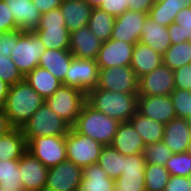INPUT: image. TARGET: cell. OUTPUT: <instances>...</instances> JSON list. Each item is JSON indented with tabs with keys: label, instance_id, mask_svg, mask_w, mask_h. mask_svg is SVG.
I'll return each instance as SVG.
<instances>
[{
	"label": "cell",
	"instance_id": "obj_9",
	"mask_svg": "<svg viewBox=\"0 0 191 191\" xmlns=\"http://www.w3.org/2000/svg\"><path fill=\"white\" fill-rule=\"evenodd\" d=\"M96 88L118 93H138V78L130 65L99 68Z\"/></svg>",
	"mask_w": 191,
	"mask_h": 191
},
{
	"label": "cell",
	"instance_id": "obj_40",
	"mask_svg": "<svg viewBox=\"0 0 191 191\" xmlns=\"http://www.w3.org/2000/svg\"><path fill=\"white\" fill-rule=\"evenodd\" d=\"M0 79L9 86L24 80V76L9 56H0Z\"/></svg>",
	"mask_w": 191,
	"mask_h": 191
},
{
	"label": "cell",
	"instance_id": "obj_28",
	"mask_svg": "<svg viewBox=\"0 0 191 191\" xmlns=\"http://www.w3.org/2000/svg\"><path fill=\"white\" fill-rule=\"evenodd\" d=\"M186 7H191V0H161L154 3L148 16L160 25L168 27L174 23L178 12Z\"/></svg>",
	"mask_w": 191,
	"mask_h": 191
},
{
	"label": "cell",
	"instance_id": "obj_29",
	"mask_svg": "<svg viewBox=\"0 0 191 191\" xmlns=\"http://www.w3.org/2000/svg\"><path fill=\"white\" fill-rule=\"evenodd\" d=\"M24 79L44 99L52 96L62 85V82L50 71L40 66H37L29 72Z\"/></svg>",
	"mask_w": 191,
	"mask_h": 191
},
{
	"label": "cell",
	"instance_id": "obj_32",
	"mask_svg": "<svg viewBox=\"0 0 191 191\" xmlns=\"http://www.w3.org/2000/svg\"><path fill=\"white\" fill-rule=\"evenodd\" d=\"M115 19L116 17L100 7H94L87 26L101 42H107L111 38Z\"/></svg>",
	"mask_w": 191,
	"mask_h": 191
},
{
	"label": "cell",
	"instance_id": "obj_45",
	"mask_svg": "<svg viewBox=\"0 0 191 191\" xmlns=\"http://www.w3.org/2000/svg\"><path fill=\"white\" fill-rule=\"evenodd\" d=\"M39 26H66L60 7L42 14Z\"/></svg>",
	"mask_w": 191,
	"mask_h": 191
},
{
	"label": "cell",
	"instance_id": "obj_53",
	"mask_svg": "<svg viewBox=\"0 0 191 191\" xmlns=\"http://www.w3.org/2000/svg\"><path fill=\"white\" fill-rule=\"evenodd\" d=\"M85 1L88 2L92 8L99 7L104 2V0H85Z\"/></svg>",
	"mask_w": 191,
	"mask_h": 191
},
{
	"label": "cell",
	"instance_id": "obj_16",
	"mask_svg": "<svg viewBox=\"0 0 191 191\" xmlns=\"http://www.w3.org/2000/svg\"><path fill=\"white\" fill-rule=\"evenodd\" d=\"M135 44L126 43L122 40L109 39L103 42L97 56L99 68L131 65L132 54Z\"/></svg>",
	"mask_w": 191,
	"mask_h": 191
},
{
	"label": "cell",
	"instance_id": "obj_37",
	"mask_svg": "<svg viewBox=\"0 0 191 191\" xmlns=\"http://www.w3.org/2000/svg\"><path fill=\"white\" fill-rule=\"evenodd\" d=\"M165 168L170 173V176H191V155L187 152L172 154L166 162Z\"/></svg>",
	"mask_w": 191,
	"mask_h": 191
},
{
	"label": "cell",
	"instance_id": "obj_52",
	"mask_svg": "<svg viewBox=\"0 0 191 191\" xmlns=\"http://www.w3.org/2000/svg\"><path fill=\"white\" fill-rule=\"evenodd\" d=\"M9 85L0 79V109H2L6 96L8 94Z\"/></svg>",
	"mask_w": 191,
	"mask_h": 191
},
{
	"label": "cell",
	"instance_id": "obj_30",
	"mask_svg": "<svg viewBox=\"0 0 191 191\" xmlns=\"http://www.w3.org/2000/svg\"><path fill=\"white\" fill-rule=\"evenodd\" d=\"M129 122L142 137L145 145L163 140L165 124L147 118L138 111L130 118Z\"/></svg>",
	"mask_w": 191,
	"mask_h": 191
},
{
	"label": "cell",
	"instance_id": "obj_46",
	"mask_svg": "<svg viewBox=\"0 0 191 191\" xmlns=\"http://www.w3.org/2000/svg\"><path fill=\"white\" fill-rule=\"evenodd\" d=\"M174 23L182 26L185 36H187V41L191 40V7L183 8L176 15Z\"/></svg>",
	"mask_w": 191,
	"mask_h": 191
},
{
	"label": "cell",
	"instance_id": "obj_39",
	"mask_svg": "<svg viewBox=\"0 0 191 191\" xmlns=\"http://www.w3.org/2000/svg\"><path fill=\"white\" fill-rule=\"evenodd\" d=\"M170 96L175 108L176 117L190 120L191 91L176 88Z\"/></svg>",
	"mask_w": 191,
	"mask_h": 191
},
{
	"label": "cell",
	"instance_id": "obj_12",
	"mask_svg": "<svg viewBox=\"0 0 191 191\" xmlns=\"http://www.w3.org/2000/svg\"><path fill=\"white\" fill-rule=\"evenodd\" d=\"M145 167L143 153L124 156L123 172L114 180V191H145Z\"/></svg>",
	"mask_w": 191,
	"mask_h": 191
},
{
	"label": "cell",
	"instance_id": "obj_31",
	"mask_svg": "<svg viewBox=\"0 0 191 191\" xmlns=\"http://www.w3.org/2000/svg\"><path fill=\"white\" fill-rule=\"evenodd\" d=\"M34 32L46 49L69 50L70 32L66 26H39Z\"/></svg>",
	"mask_w": 191,
	"mask_h": 191
},
{
	"label": "cell",
	"instance_id": "obj_34",
	"mask_svg": "<svg viewBox=\"0 0 191 191\" xmlns=\"http://www.w3.org/2000/svg\"><path fill=\"white\" fill-rule=\"evenodd\" d=\"M163 64L173 71L191 63V40L179 44H171L162 56Z\"/></svg>",
	"mask_w": 191,
	"mask_h": 191
},
{
	"label": "cell",
	"instance_id": "obj_35",
	"mask_svg": "<svg viewBox=\"0 0 191 191\" xmlns=\"http://www.w3.org/2000/svg\"><path fill=\"white\" fill-rule=\"evenodd\" d=\"M19 169V159L0 160V187L4 189H24Z\"/></svg>",
	"mask_w": 191,
	"mask_h": 191
},
{
	"label": "cell",
	"instance_id": "obj_8",
	"mask_svg": "<svg viewBox=\"0 0 191 191\" xmlns=\"http://www.w3.org/2000/svg\"><path fill=\"white\" fill-rule=\"evenodd\" d=\"M27 151L40 160L47 168L67 160L65 135L32 138Z\"/></svg>",
	"mask_w": 191,
	"mask_h": 191
},
{
	"label": "cell",
	"instance_id": "obj_51",
	"mask_svg": "<svg viewBox=\"0 0 191 191\" xmlns=\"http://www.w3.org/2000/svg\"><path fill=\"white\" fill-rule=\"evenodd\" d=\"M10 129L11 126L8 123L7 117L4 115L3 110L0 109V136L4 135Z\"/></svg>",
	"mask_w": 191,
	"mask_h": 191
},
{
	"label": "cell",
	"instance_id": "obj_49",
	"mask_svg": "<svg viewBox=\"0 0 191 191\" xmlns=\"http://www.w3.org/2000/svg\"><path fill=\"white\" fill-rule=\"evenodd\" d=\"M63 0H32L34 6L41 14L59 8Z\"/></svg>",
	"mask_w": 191,
	"mask_h": 191
},
{
	"label": "cell",
	"instance_id": "obj_19",
	"mask_svg": "<svg viewBox=\"0 0 191 191\" xmlns=\"http://www.w3.org/2000/svg\"><path fill=\"white\" fill-rule=\"evenodd\" d=\"M191 139V123L188 119L174 118L164 128L163 142L173 154L186 152Z\"/></svg>",
	"mask_w": 191,
	"mask_h": 191
},
{
	"label": "cell",
	"instance_id": "obj_13",
	"mask_svg": "<svg viewBox=\"0 0 191 191\" xmlns=\"http://www.w3.org/2000/svg\"><path fill=\"white\" fill-rule=\"evenodd\" d=\"M175 89L174 72L163 63L138 78V95L169 96Z\"/></svg>",
	"mask_w": 191,
	"mask_h": 191
},
{
	"label": "cell",
	"instance_id": "obj_15",
	"mask_svg": "<svg viewBox=\"0 0 191 191\" xmlns=\"http://www.w3.org/2000/svg\"><path fill=\"white\" fill-rule=\"evenodd\" d=\"M137 111L159 123L167 124L176 118V112L171 96L138 95Z\"/></svg>",
	"mask_w": 191,
	"mask_h": 191
},
{
	"label": "cell",
	"instance_id": "obj_18",
	"mask_svg": "<svg viewBox=\"0 0 191 191\" xmlns=\"http://www.w3.org/2000/svg\"><path fill=\"white\" fill-rule=\"evenodd\" d=\"M102 43L88 26H84L70 33L69 51L76 58L96 60Z\"/></svg>",
	"mask_w": 191,
	"mask_h": 191
},
{
	"label": "cell",
	"instance_id": "obj_54",
	"mask_svg": "<svg viewBox=\"0 0 191 191\" xmlns=\"http://www.w3.org/2000/svg\"><path fill=\"white\" fill-rule=\"evenodd\" d=\"M0 191H24V189H4L0 187Z\"/></svg>",
	"mask_w": 191,
	"mask_h": 191
},
{
	"label": "cell",
	"instance_id": "obj_11",
	"mask_svg": "<svg viewBox=\"0 0 191 191\" xmlns=\"http://www.w3.org/2000/svg\"><path fill=\"white\" fill-rule=\"evenodd\" d=\"M83 177V168L69 160L50 167L44 191H77Z\"/></svg>",
	"mask_w": 191,
	"mask_h": 191
},
{
	"label": "cell",
	"instance_id": "obj_44",
	"mask_svg": "<svg viewBox=\"0 0 191 191\" xmlns=\"http://www.w3.org/2000/svg\"><path fill=\"white\" fill-rule=\"evenodd\" d=\"M99 7L114 17H117L126 10H129L127 0H104Z\"/></svg>",
	"mask_w": 191,
	"mask_h": 191
},
{
	"label": "cell",
	"instance_id": "obj_23",
	"mask_svg": "<svg viewBox=\"0 0 191 191\" xmlns=\"http://www.w3.org/2000/svg\"><path fill=\"white\" fill-rule=\"evenodd\" d=\"M141 43L150 46L160 55H164L171 45V40L166 26L146 18L141 32Z\"/></svg>",
	"mask_w": 191,
	"mask_h": 191
},
{
	"label": "cell",
	"instance_id": "obj_21",
	"mask_svg": "<svg viewBox=\"0 0 191 191\" xmlns=\"http://www.w3.org/2000/svg\"><path fill=\"white\" fill-rule=\"evenodd\" d=\"M111 146L122 155L143 153L145 144L130 122L119 124Z\"/></svg>",
	"mask_w": 191,
	"mask_h": 191
},
{
	"label": "cell",
	"instance_id": "obj_36",
	"mask_svg": "<svg viewBox=\"0 0 191 191\" xmlns=\"http://www.w3.org/2000/svg\"><path fill=\"white\" fill-rule=\"evenodd\" d=\"M145 191H165L170 178V173L165 166L146 163Z\"/></svg>",
	"mask_w": 191,
	"mask_h": 191
},
{
	"label": "cell",
	"instance_id": "obj_42",
	"mask_svg": "<svg viewBox=\"0 0 191 191\" xmlns=\"http://www.w3.org/2000/svg\"><path fill=\"white\" fill-rule=\"evenodd\" d=\"M174 72V82L177 89L191 91V63L186 64Z\"/></svg>",
	"mask_w": 191,
	"mask_h": 191
},
{
	"label": "cell",
	"instance_id": "obj_14",
	"mask_svg": "<svg viewBox=\"0 0 191 191\" xmlns=\"http://www.w3.org/2000/svg\"><path fill=\"white\" fill-rule=\"evenodd\" d=\"M147 17L148 14L146 13L126 10L116 17L110 39L122 40L132 44L138 43Z\"/></svg>",
	"mask_w": 191,
	"mask_h": 191
},
{
	"label": "cell",
	"instance_id": "obj_7",
	"mask_svg": "<svg viewBox=\"0 0 191 191\" xmlns=\"http://www.w3.org/2000/svg\"><path fill=\"white\" fill-rule=\"evenodd\" d=\"M65 144L67 160L81 168L97 163L104 147L89 136L76 132L72 127L65 135Z\"/></svg>",
	"mask_w": 191,
	"mask_h": 191
},
{
	"label": "cell",
	"instance_id": "obj_1",
	"mask_svg": "<svg viewBox=\"0 0 191 191\" xmlns=\"http://www.w3.org/2000/svg\"><path fill=\"white\" fill-rule=\"evenodd\" d=\"M44 103L45 99L24 79L9 86L2 110L11 128L21 129Z\"/></svg>",
	"mask_w": 191,
	"mask_h": 191
},
{
	"label": "cell",
	"instance_id": "obj_24",
	"mask_svg": "<svg viewBox=\"0 0 191 191\" xmlns=\"http://www.w3.org/2000/svg\"><path fill=\"white\" fill-rule=\"evenodd\" d=\"M163 63L162 55L141 42L135 44L131 59V68L137 78L152 72Z\"/></svg>",
	"mask_w": 191,
	"mask_h": 191
},
{
	"label": "cell",
	"instance_id": "obj_38",
	"mask_svg": "<svg viewBox=\"0 0 191 191\" xmlns=\"http://www.w3.org/2000/svg\"><path fill=\"white\" fill-rule=\"evenodd\" d=\"M143 154L146 163L165 166L166 162L170 159L173 153L162 140L157 143L145 145Z\"/></svg>",
	"mask_w": 191,
	"mask_h": 191
},
{
	"label": "cell",
	"instance_id": "obj_4",
	"mask_svg": "<svg viewBox=\"0 0 191 191\" xmlns=\"http://www.w3.org/2000/svg\"><path fill=\"white\" fill-rule=\"evenodd\" d=\"M21 129L28 143L36 137L66 135L70 126L44 103Z\"/></svg>",
	"mask_w": 191,
	"mask_h": 191
},
{
	"label": "cell",
	"instance_id": "obj_3",
	"mask_svg": "<svg viewBox=\"0 0 191 191\" xmlns=\"http://www.w3.org/2000/svg\"><path fill=\"white\" fill-rule=\"evenodd\" d=\"M120 123L117 119L95 110L86 102L72 128L101 145L108 146L112 144Z\"/></svg>",
	"mask_w": 191,
	"mask_h": 191
},
{
	"label": "cell",
	"instance_id": "obj_27",
	"mask_svg": "<svg viewBox=\"0 0 191 191\" xmlns=\"http://www.w3.org/2000/svg\"><path fill=\"white\" fill-rule=\"evenodd\" d=\"M115 182L98 163L83 168V177L77 191H114Z\"/></svg>",
	"mask_w": 191,
	"mask_h": 191
},
{
	"label": "cell",
	"instance_id": "obj_47",
	"mask_svg": "<svg viewBox=\"0 0 191 191\" xmlns=\"http://www.w3.org/2000/svg\"><path fill=\"white\" fill-rule=\"evenodd\" d=\"M165 191H191L189 177L170 176Z\"/></svg>",
	"mask_w": 191,
	"mask_h": 191
},
{
	"label": "cell",
	"instance_id": "obj_50",
	"mask_svg": "<svg viewBox=\"0 0 191 191\" xmlns=\"http://www.w3.org/2000/svg\"><path fill=\"white\" fill-rule=\"evenodd\" d=\"M129 10L139 11L148 14L154 5L153 0H127Z\"/></svg>",
	"mask_w": 191,
	"mask_h": 191
},
{
	"label": "cell",
	"instance_id": "obj_22",
	"mask_svg": "<svg viewBox=\"0 0 191 191\" xmlns=\"http://www.w3.org/2000/svg\"><path fill=\"white\" fill-rule=\"evenodd\" d=\"M60 10L71 33L88 25L92 7L85 0H63Z\"/></svg>",
	"mask_w": 191,
	"mask_h": 191
},
{
	"label": "cell",
	"instance_id": "obj_56",
	"mask_svg": "<svg viewBox=\"0 0 191 191\" xmlns=\"http://www.w3.org/2000/svg\"><path fill=\"white\" fill-rule=\"evenodd\" d=\"M159 1H161V0H153L154 3L159 2Z\"/></svg>",
	"mask_w": 191,
	"mask_h": 191
},
{
	"label": "cell",
	"instance_id": "obj_20",
	"mask_svg": "<svg viewBox=\"0 0 191 191\" xmlns=\"http://www.w3.org/2000/svg\"><path fill=\"white\" fill-rule=\"evenodd\" d=\"M13 13L20 31L34 32L39 28L41 13L32 0H4Z\"/></svg>",
	"mask_w": 191,
	"mask_h": 191
},
{
	"label": "cell",
	"instance_id": "obj_55",
	"mask_svg": "<svg viewBox=\"0 0 191 191\" xmlns=\"http://www.w3.org/2000/svg\"><path fill=\"white\" fill-rule=\"evenodd\" d=\"M187 153H189L191 155V139H190V142L188 144V148H187Z\"/></svg>",
	"mask_w": 191,
	"mask_h": 191
},
{
	"label": "cell",
	"instance_id": "obj_10",
	"mask_svg": "<svg viewBox=\"0 0 191 191\" xmlns=\"http://www.w3.org/2000/svg\"><path fill=\"white\" fill-rule=\"evenodd\" d=\"M99 67L96 60L73 57L65 75V86L87 94L98 84Z\"/></svg>",
	"mask_w": 191,
	"mask_h": 191
},
{
	"label": "cell",
	"instance_id": "obj_41",
	"mask_svg": "<svg viewBox=\"0 0 191 191\" xmlns=\"http://www.w3.org/2000/svg\"><path fill=\"white\" fill-rule=\"evenodd\" d=\"M15 30H19V28L13 18V13H11L5 1L0 0V33H7Z\"/></svg>",
	"mask_w": 191,
	"mask_h": 191
},
{
	"label": "cell",
	"instance_id": "obj_6",
	"mask_svg": "<svg viewBox=\"0 0 191 191\" xmlns=\"http://www.w3.org/2000/svg\"><path fill=\"white\" fill-rule=\"evenodd\" d=\"M45 103L72 127L86 103V94L74 87L61 85Z\"/></svg>",
	"mask_w": 191,
	"mask_h": 191
},
{
	"label": "cell",
	"instance_id": "obj_48",
	"mask_svg": "<svg viewBox=\"0 0 191 191\" xmlns=\"http://www.w3.org/2000/svg\"><path fill=\"white\" fill-rule=\"evenodd\" d=\"M169 37L171 40V44H179L182 42L187 41V36H185V32L182 29V26H180L177 23H171L167 27Z\"/></svg>",
	"mask_w": 191,
	"mask_h": 191
},
{
	"label": "cell",
	"instance_id": "obj_5",
	"mask_svg": "<svg viewBox=\"0 0 191 191\" xmlns=\"http://www.w3.org/2000/svg\"><path fill=\"white\" fill-rule=\"evenodd\" d=\"M46 47L35 32L18 30V41L11 50L10 58L25 77L39 65V60Z\"/></svg>",
	"mask_w": 191,
	"mask_h": 191
},
{
	"label": "cell",
	"instance_id": "obj_33",
	"mask_svg": "<svg viewBox=\"0 0 191 191\" xmlns=\"http://www.w3.org/2000/svg\"><path fill=\"white\" fill-rule=\"evenodd\" d=\"M97 163L107 173L109 178L116 180L123 172L124 155L111 145L104 146Z\"/></svg>",
	"mask_w": 191,
	"mask_h": 191
},
{
	"label": "cell",
	"instance_id": "obj_26",
	"mask_svg": "<svg viewBox=\"0 0 191 191\" xmlns=\"http://www.w3.org/2000/svg\"><path fill=\"white\" fill-rule=\"evenodd\" d=\"M27 151V141L22 129L11 128L0 136V160L20 159Z\"/></svg>",
	"mask_w": 191,
	"mask_h": 191
},
{
	"label": "cell",
	"instance_id": "obj_25",
	"mask_svg": "<svg viewBox=\"0 0 191 191\" xmlns=\"http://www.w3.org/2000/svg\"><path fill=\"white\" fill-rule=\"evenodd\" d=\"M74 56L69 50L46 49L40 57L39 65L50 71L65 85V75Z\"/></svg>",
	"mask_w": 191,
	"mask_h": 191
},
{
	"label": "cell",
	"instance_id": "obj_17",
	"mask_svg": "<svg viewBox=\"0 0 191 191\" xmlns=\"http://www.w3.org/2000/svg\"><path fill=\"white\" fill-rule=\"evenodd\" d=\"M24 191H44L49 168L26 151L19 159Z\"/></svg>",
	"mask_w": 191,
	"mask_h": 191
},
{
	"label": "cell",
	"instance_id": "obj_2",
	"mask_svg": "<svg viewBox=\"0 0 191 191\" xmlns=\"http://www.w3.org/2000/svg\"><path fill=\"white\" fill-rule=\"evenodd\" d=\"M138 93H118L104 89H92L86 94V102L95 110L119 122H129L137 111Z\"/></svg>",
	"mask_w": 191,
	"mask_h": 191
},
{
	"label": "cell",
	"instance_id": "obj_43",
	"mask_svg": "<svg viewBox=\"0 0 191 191\" xmlns=\"http://www.w3.org/2000/svg\"><path fill=\"white\" fill-rule=\"evenodd\" d=\"M18 41V30L0 33V56H9Z\"/></svg>",
	"mask_w": 191,
	"mask_h": 191
}]
</instances>
